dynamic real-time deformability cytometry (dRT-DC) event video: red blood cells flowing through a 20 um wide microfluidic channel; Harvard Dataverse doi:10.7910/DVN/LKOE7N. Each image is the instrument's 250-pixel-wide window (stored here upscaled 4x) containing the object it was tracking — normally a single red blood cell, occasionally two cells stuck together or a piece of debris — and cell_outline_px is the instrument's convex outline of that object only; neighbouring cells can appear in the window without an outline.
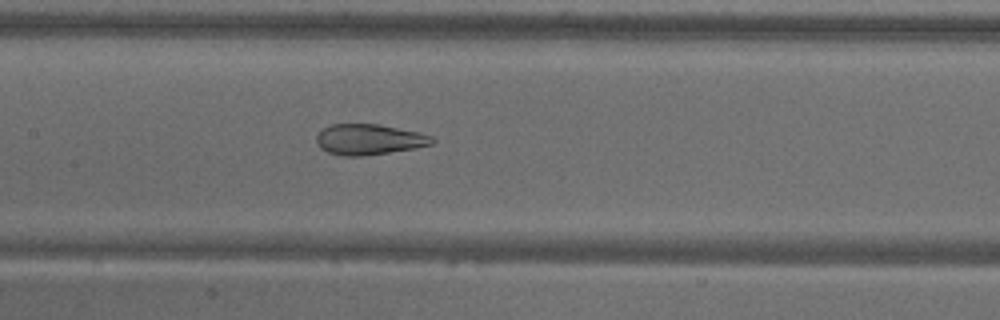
{"species": "common noctule bat (a hibernating species)", "species_latin": "Nyctalus noctula", "temperature_condition": "warm", "stored_images_in_passage": 50, "camera_frame_rate_fps": 3000, "um_per_image_px": 0.085, "animal": {"sex": "male", "body_mass_g": 18.8}, "frame": {"image": 1, "passage_image": 21, "time_ms": 6.667, "image_size_px": [1000, 320], "cell_outline_px": [[436, 140], [432, 144], [412, 148], [388, 152], [360, 156], [344, 156], [328, 152], [320, 148], [316, 144], [316, 136], [324, 128], [332, 124], [380, 124], [420, 132], [432, 136]], "centroid_in_image_um": [31.36, 11.84], "position_along_channel_um": 176.0, "area_um2": 20.58}}
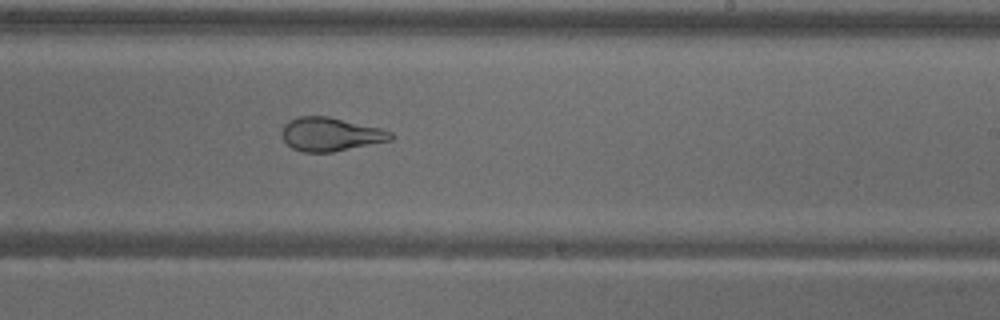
{"frame": {"image": 2, "passage_image": 28, "time_ms": 9.0, "image_size_px": [1000, 320], "cell_outline_px": [[396, 136], [392, 140], [332, 152], [300, 152], [292, 148], [284, 140], [280, 132], [284, 124], [300, 116], [328, 116], [380, 128], [392, 132]], "centroid_in_image_um": [28.1, 11.42], "position_along_channel_um": 260.9, "area_um2": 21.33}}
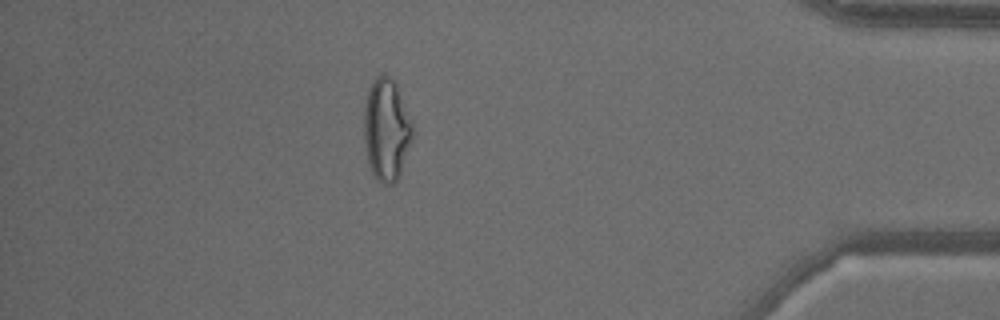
{"frame": {"image": 3, "passage_image": 43, "time_ms": 14.0, "image_size_px": [1000, 320], "cell_outline_px": [[412, 136], [400, 176], [392, 184], [384, 184], [376, 180], [372, 172], [368, 160], [364, 144], [364, 104], [368, 88], [376, 76], [380, 72], [384, 72], [396, 80], [412, 120]], "centroid_in_image_um": [32.84, 10.94], "position_along_channel_um": 402.4, "area_um2": 29.48}, "authors_computed_cell_mechanics": {"area_um2": 27.0215, "velocity_mm_per_s": 3.6532, "shape_relaxation_time_tau1_ms": null, "shape_relaxation_time_tau2_ms": 1.3329, "deformation_change_tau1": null, "deformation_change_tau2": 0.0786}}